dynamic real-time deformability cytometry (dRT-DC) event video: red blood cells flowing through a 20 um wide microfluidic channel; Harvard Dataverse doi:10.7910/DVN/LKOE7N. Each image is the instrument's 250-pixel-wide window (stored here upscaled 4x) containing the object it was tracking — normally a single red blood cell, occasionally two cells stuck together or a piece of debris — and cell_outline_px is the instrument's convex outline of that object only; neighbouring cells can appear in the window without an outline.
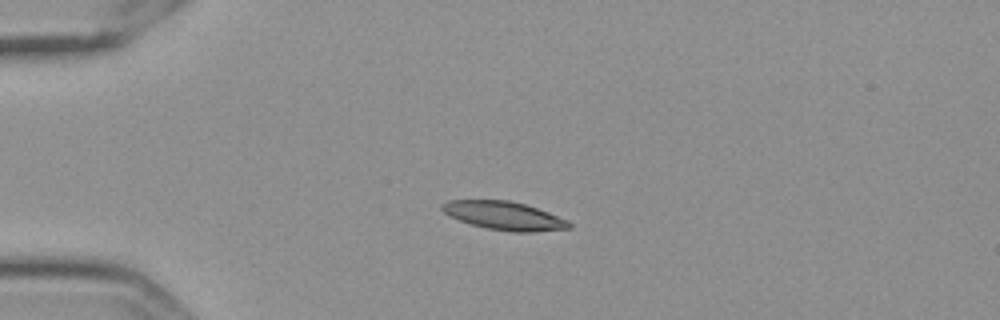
{"species": "Egyptian fruit bat (a non-hibernating species)", "species_latin": "Rousettus aegyptiacus", "temperature_condition": "cold", "stored_images_in_passage": 44, "camera_frame_rate_fps": 3000, "um_per_image_px": 0.085, "frame": {"image": 1, "passage_image": 1, "time_ms": 0.0, "image_size_px": [1000, 320], "cell_outline_px": [[572, 228], [532, 232], [512, 232], [488, 228], [472, 224], [448, 216], [440, 208], [440, 204], [448, 200], [508, 200], [524, 204], [548, 212], [568, 220], [572, 224]], "centroid_in_image_um": [42.84, 18.33], "position_along_channel_um": 42.2, "area_um2": 20.98}}
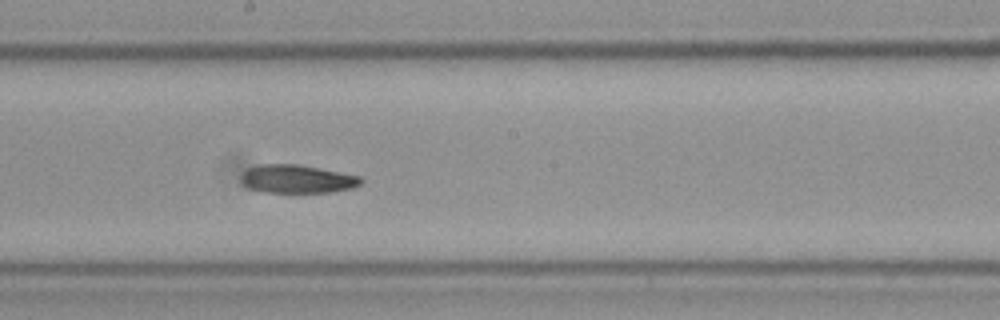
{"frame": {"image": 2, "passage_image": 19, "time_ms": 6.0, "image_size_px": [1000, 320], "cell_outline_px": [[364, 180], [360, 184], [352, 188], [332, 192], [264, 192], [248, 188], [240, 180], [240, 176], [248, 168], [260, 164], [300, 164], [360, 176]], "centroid_in_image_um": [25.25, 15.21], "position_along_channel_um": 222.9, "area_um2": 19.83}}
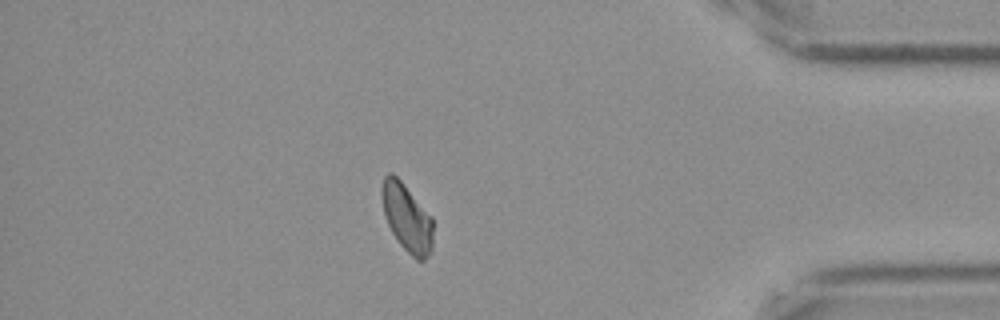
{"frame": {"image": 3, "passage_image": 37, "time_ms": 12.0, "image_size_px": [1000, 320], "cell_outline_px": [[432, 248], [428, 256], [424, 260], [416, 260], [400, 244], [392, 232], [384, 216], [380, 196], [380, 188], [384, 176], [388, 172], [392, 172], [404, 184], [432, 216]], "centroid_in_image_um": [34.56, 18.47], "position_along_channel_um": 400.6, "area_um2": 20.4}, "authors_computed_cell_mechanics": {"area_um2": 20.7213, "velocity_mm_per_s": 3.5224, "shape_relaxation_time_tau1_ms": null, "shape_relaxation_time_tau2_ms": 11.1372, "deformation_change_tau1": null, "deformation_change_tau2": 0.163}}